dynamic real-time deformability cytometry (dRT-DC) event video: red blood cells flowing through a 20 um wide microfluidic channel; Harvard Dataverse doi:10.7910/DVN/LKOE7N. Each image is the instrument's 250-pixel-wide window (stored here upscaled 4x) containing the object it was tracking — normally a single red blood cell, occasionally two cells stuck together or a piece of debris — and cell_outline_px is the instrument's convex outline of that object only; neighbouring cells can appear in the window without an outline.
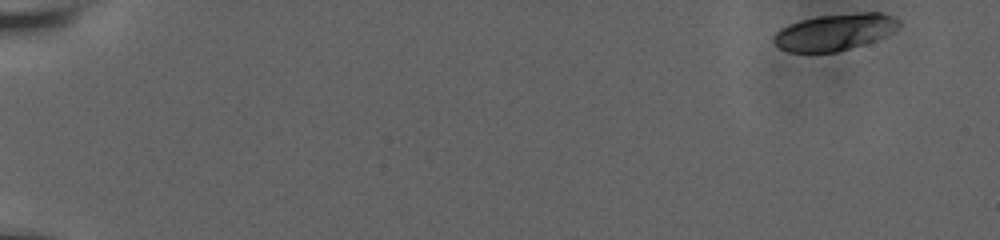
{"species": "human", "species_latin": "Homo sapiens", "temperature_condition": "room temperature", "stored_images_in_passage": 55, "camera_frame_rate_fps": 3000, "um_per_image_px": 0.085, "donor": {"sex": "male"}, "frame": {"image": 1, "passage_image": 1, "time_ms": 0.0, "image_size_px": [1000, 240], "cell_outline_px": [[900, 28], [884, 36], [836, 52], [788, 52], [780, 48], [772, 40], [772, 36], [780, 28], [788, 24], [800, 20], [816, 16], [864, 12], [880, 12], [892, 16], [900, 20]], "centroid_in_image_um": [70.92, 2.71], "position_along_channel_um": 14.1, "area_um2": 26.59}}
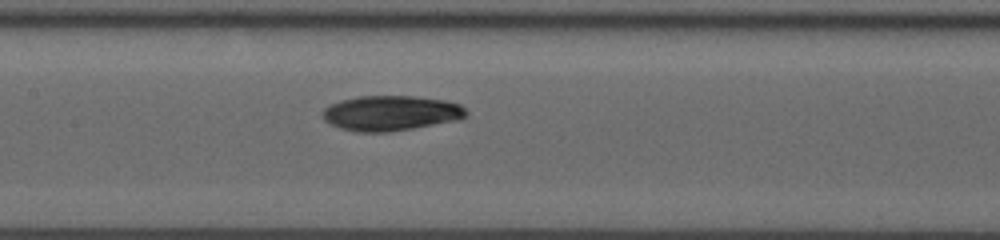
{"frame": {"image": 2, "passage_image": 28, "time_ms": 9.0, "image_size_px": [1000, 240], "cell_outline_px": [[468, 112], [460, 120], [388, 132], [356, 132], [340, 128], [324, 120], [320, 116], [324, 108], [328, 104], [340, 100], [360, 96], [412, 96], [444, 100], [460, 104]], "centroid_in_image_um": [33.18, 9.61], "position_along_channel_um": 174.2, "area_um2": 29.48}}
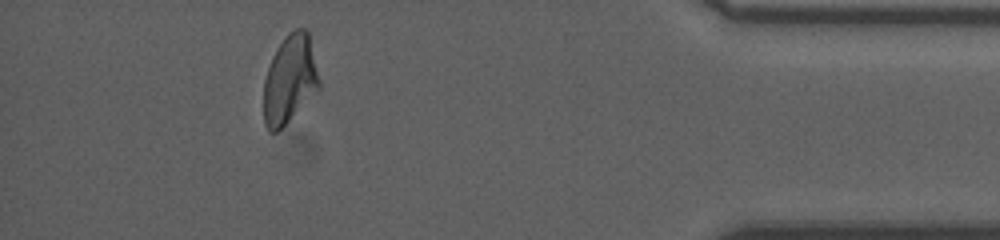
{"frame": {"image": 3, "passage_image": 50, "time_ms": 16.333, "image_size_px": [1000, 240], "cell_outline_px": [[320, 88], [276, 132], [268, 132], [264, 124], [264, 80], [272, 56], [276, 48], [284, 36], [288, 32], [296, 28], [304, 28], [308, 32], [320, 80]], "centroid_in_image_um": [24.62, 6.71], "position_along_channel_um": 410.6, "area_um2": 28.38}, "authors_computed_cell_mechanics": {"area_um2": 28.6688, "velocity_mm_per_s": 3.812, "shape_relaxation_time_tau1_ms": 7.9644, "shape_relaxation_time_tau2_ms": 4.8783, "deformation_change_tau1": 0.1882, "deformation_change_tau2": 0.0797}}